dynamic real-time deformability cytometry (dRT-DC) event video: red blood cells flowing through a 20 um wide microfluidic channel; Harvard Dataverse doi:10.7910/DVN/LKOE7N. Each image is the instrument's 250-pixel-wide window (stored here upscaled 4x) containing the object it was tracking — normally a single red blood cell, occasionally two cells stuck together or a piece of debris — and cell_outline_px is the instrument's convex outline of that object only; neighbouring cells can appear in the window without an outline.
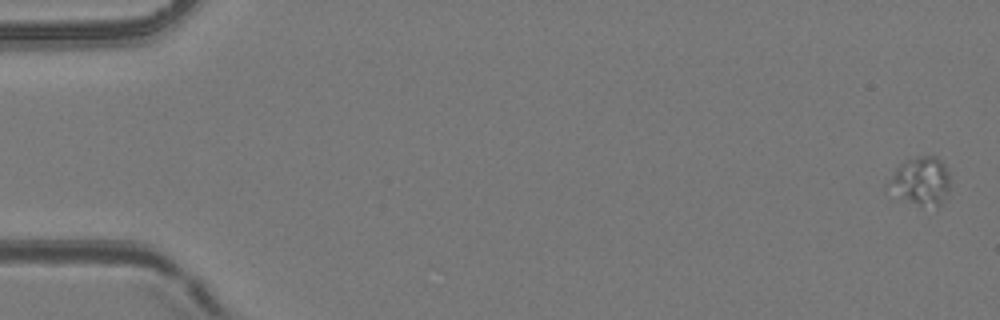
{"species": "common noctule bat (a hibernating species)", "species_latin": "Nyctalus noctula", "temperature_condition": "room temperature", "stored_images_in_passage": 5, "camera_frame_rate_fps": 3000, "um_per_image_px": 0.085, "animal": {"sex": "female", "body_mass_g": 24.6, "forearm_length_mm": 56.2}, "frame": {"image": 1, "passage_image": 1, "time_ms": 0.0, "image_size_px": [1000, 320], "cell_outline_px": [[948, 192], [944, 200], [940, 204], [920, 204], [904, 196], [884, 184], [896, 168], [900, 164], [908, 160], [920, 156], [936, 156], [944, 164], [948, 172]], "centroid_in_image_um": [78.29, 15.31], "position_along_channel_um": 6.7, "area_um2": 16.3}}